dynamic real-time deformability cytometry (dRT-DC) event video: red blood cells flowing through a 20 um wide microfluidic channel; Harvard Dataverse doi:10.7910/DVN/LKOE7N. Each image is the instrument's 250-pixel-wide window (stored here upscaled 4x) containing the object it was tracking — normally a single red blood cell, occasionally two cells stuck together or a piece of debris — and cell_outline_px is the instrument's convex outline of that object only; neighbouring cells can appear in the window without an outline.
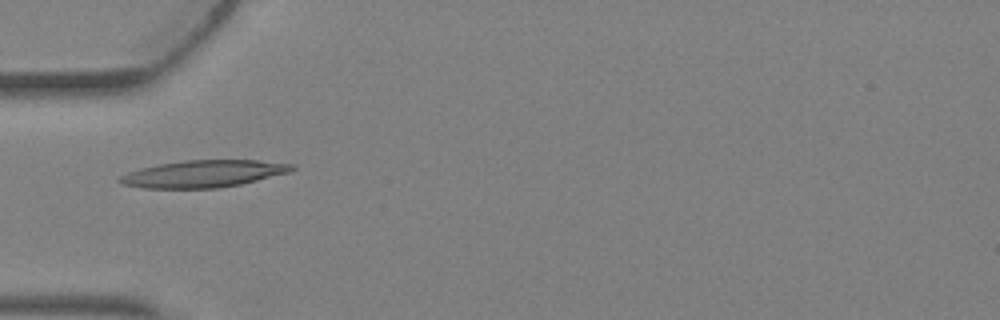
{"species": "Egyptian fruit bat (a non-hibernating species)", "species_latin": "Rousettus aegyptiacus", "temperature_condition": "warm", "stored_images_in_passage": 4, "camera_frame_rate_fps": 3000, "um_per_image_px": 0.085, "animal": {"sex": "female"}, "frame": {"image": 1, "passage_image": 4, "time_ms": 1.0, "image_size_px": [1000, 320], "cell_outline_px": [[296, 168], [288, 172], [240, 184], [216, 188], [144, 188], [120, 184], [116, 180], [120, 176], [128, 172], [140, 168], [160, 164], [184, 160], [256, 160], [296, 164]], "centroid_in_image_um": [17.26, 14.77], "position_along_channel_um": 67.7, "area_um2": 27.05}}